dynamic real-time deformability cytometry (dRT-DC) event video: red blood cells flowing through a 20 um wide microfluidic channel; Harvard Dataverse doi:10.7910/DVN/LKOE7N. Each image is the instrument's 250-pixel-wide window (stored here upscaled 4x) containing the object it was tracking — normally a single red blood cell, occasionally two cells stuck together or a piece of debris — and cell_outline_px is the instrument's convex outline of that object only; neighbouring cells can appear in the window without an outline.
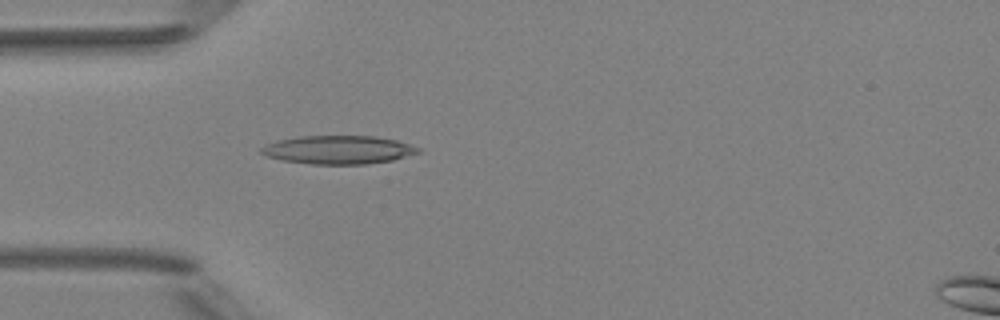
{"species": "Egyptian fruit bat (a non-hibernating species)", "species_latin": "Rousettus aegyptiacus", "temperature_condition": "room temperature", "stored_images_in_passage": 5, "camera_frame_rate_fps": 3000, "um_per_image_px": 0.085, "animal": {"sex": "female"}, "frame": {"image": 1, "passage_image": 5, "time_ms": 4.667, "image_size_px": [1000, 320], "cell_outline_px": [[420, 152], [392, 160], [364, 164], [312, 164], [284, 160], [268, 156], [260, 152], [260, 148], [268, 144], [280, 140], [300, 136], [376, 136], [396, 140], [420, 148]], "centroid_in_image_um": [28.78, 12.73], "position_along_channel_um": 56.2, "area_um2": 25.61}}